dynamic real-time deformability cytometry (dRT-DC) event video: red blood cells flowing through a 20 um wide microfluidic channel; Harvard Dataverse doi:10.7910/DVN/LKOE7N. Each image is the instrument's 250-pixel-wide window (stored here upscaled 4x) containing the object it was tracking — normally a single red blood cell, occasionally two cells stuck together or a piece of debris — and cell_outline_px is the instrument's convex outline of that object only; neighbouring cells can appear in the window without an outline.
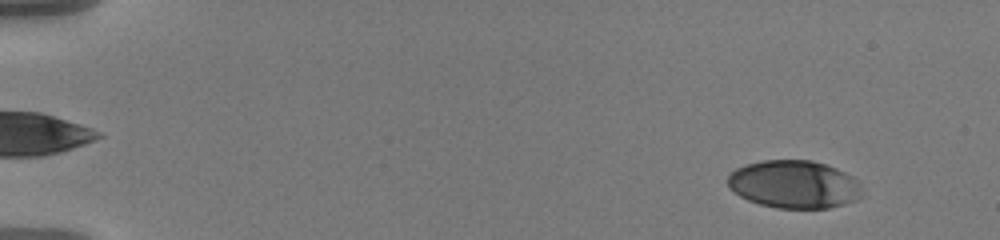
{"species": "human", "species_latin": "Homo sapiens", "temperature_condition": "warm", "stored_images_in_passage": 57, "camera_frame_rate_fps": 3000, "um_per_image_px": 0.085, "donor": {"sex": "male"}, "frame": {"image": 1, "passage_image": 5, "time_ms": 1.333, "image_size_px": [1000, 240], "cell_outline_px": [[860, 200], [828, 208], [776, 208], [760, 204], [748, 200], [740, 196], [728, 188], [728, 176], [736, 168], [744, 164], [764, 160], [812, 160], [836, 168], [852, 176], [856, 180], [860, 188]], "centroid_in_image_um": [67.48, 15.67], "position_along_channel_um": 17.5, "area_um2": 37.51}}
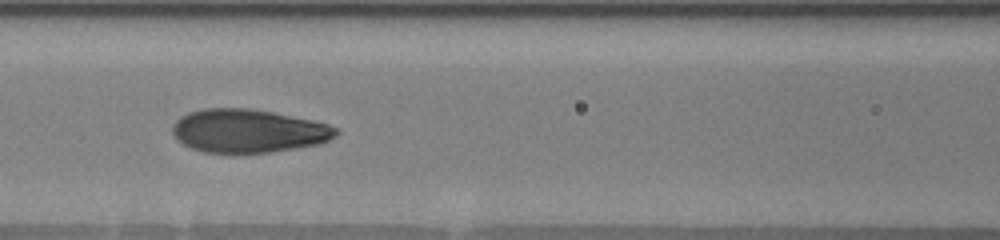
{"frame": {"image": 2, "passage_image": 27, "time_ms": 8.667, "image_size_px": [1000, 240], "cell_outline_px": [[340, 132], [336, 136], [320, 144], [272, 152], [204, 152], [192, 148], [184, 144], [172, 132], [172, 124], [180, 116], [188, 112], [204, 108], [248, 108], [272, 112], [312, 120], [328, 124], [336, 128]], "centroid_in_image_um": [21.11, 11.12], "position_along_channel_um": 145.5, "area_um2": 41.15}}
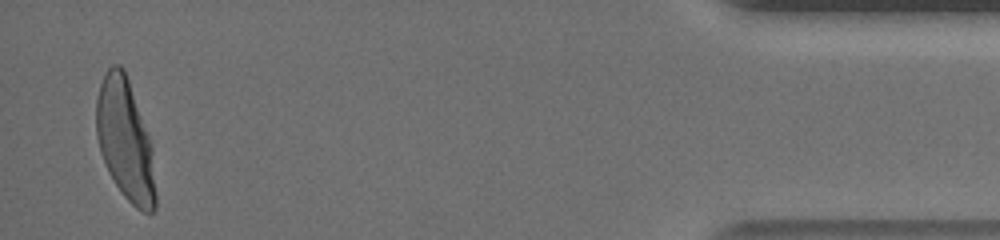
{"frame": {"image": 3, "passage_image": 56, "time_ms": 18.333, "image_size_px": [1000, 240], "cell_outline_px": [[156, 208], [152, 212], [144, 212], [136, 208], [124, 196], [108, 172], [100, 152], [96, 136], [96, 100], [100, 84], [108, 68], [112, 64], [120, 64], [124, 68], [148, 136], [152, 148], [156, 196]], "centroid_in_image_um": [10.62, 11.91], "position_along_channel_um": 424.6, "area_um2": 41.44}, "authors_computed_cell_mechanics": {"area_um2": 40.5178, "velocity_mm_per_s": 3.5848, "shape_relaxation_time_tau1_ms": 4.4447, "shape_relaxation_time_tau2_ms": null, "deformation_change_tau1": 0.2087, "deformation_change_tau2": null}}